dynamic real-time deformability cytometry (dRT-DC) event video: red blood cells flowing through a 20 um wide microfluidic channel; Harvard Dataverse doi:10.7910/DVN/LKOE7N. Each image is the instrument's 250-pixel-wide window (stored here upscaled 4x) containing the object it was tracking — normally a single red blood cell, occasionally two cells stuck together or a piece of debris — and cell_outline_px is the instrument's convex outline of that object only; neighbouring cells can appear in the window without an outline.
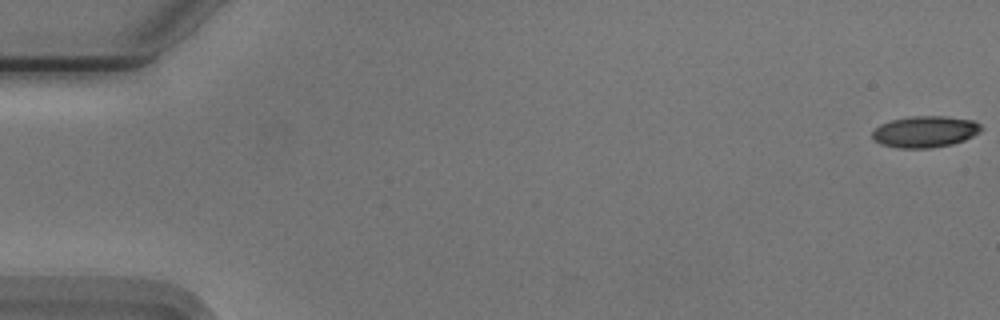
{"species": "Egyptian fruit bat (a non-hibernating species)", "species_latin": "Rousettus aegyptiacus", "temperature_condition": "cold", "stored_images_in_passage": 8, "camera_frame_rate_fps": 3000, "um_per_image_px": 0.085, "animal": {"sex": "male"}, "frame": {"image": 1, "passage_image": 1, "time_ms": 0.0, "image_size_px": [1000, 320], "cell_outline_px": [[984, 128], [980, 132], [964, 140], [952, 144], [932, 148], [900, 148], [880, 144], [872, 136], [872, 132], [880, 124], [892, 120], [912, 116], [944, 116], [972, 120], [980, 124]], "centroid_in_image_um": [78.65, 11.19], "position_along_channel_um": 6.4, "area_um2": 19.88}}